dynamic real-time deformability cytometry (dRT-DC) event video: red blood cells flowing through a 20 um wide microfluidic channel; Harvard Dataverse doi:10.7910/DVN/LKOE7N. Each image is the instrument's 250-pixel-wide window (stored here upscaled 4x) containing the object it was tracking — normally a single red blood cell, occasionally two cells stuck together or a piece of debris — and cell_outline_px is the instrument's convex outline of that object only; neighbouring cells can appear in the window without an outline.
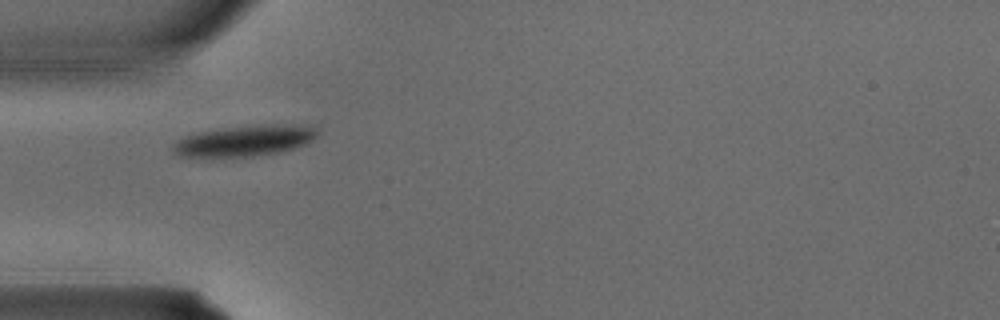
{"species": "common noctule bat (a hibernating species)", "species_latin": "Nyctalus noctula", "temperature_condition": "warm", "stored_images_in_passage": 1, "camera_frame_rate_fps": 3000, "um_per_image_px": 0.085, "animal": {"sex": "male", "body_mass_g": 15.6}, "frame": {"image": 1, "passage_image": 1, "time_ms": 0.0, "image_size_px": [1000, 320], "cell_outline_px": [[320, 132], [312, 140], [304, 144], [280, 152], [252, 156], [180, 156], [172, 152], [172, 144], [188, 136], [200, 132], [228, 128], [272, 124], [308, 124], [316, 128]], "centroid_in_image_um": [20.88, 11.95], "position_along_channel_um": 64.1, "area_um2": 25.49}}